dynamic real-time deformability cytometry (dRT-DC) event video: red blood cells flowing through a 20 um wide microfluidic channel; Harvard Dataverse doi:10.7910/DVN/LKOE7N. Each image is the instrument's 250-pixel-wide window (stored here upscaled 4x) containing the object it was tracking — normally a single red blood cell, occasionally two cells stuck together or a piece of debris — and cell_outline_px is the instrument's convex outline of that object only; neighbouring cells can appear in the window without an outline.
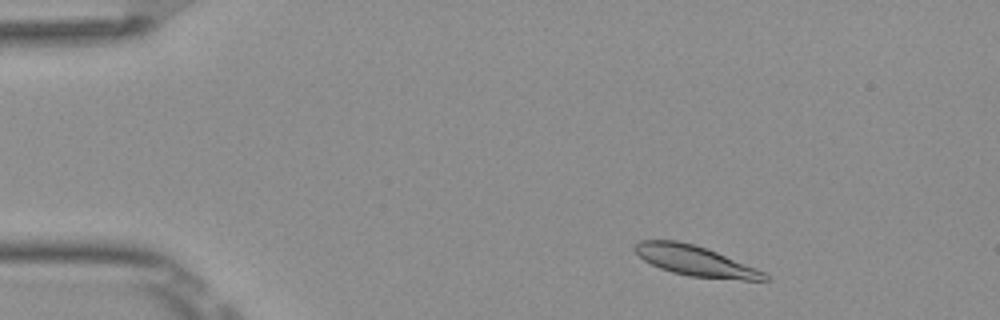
{"species": "Egyptian fruit bat (a non-hibernating species)", "species_latin": "Rousettus aegyptiacus", "temperature_condition": "room temperature", "stored_images_in_passage": 49, "camera_frame_rate_fps": 3000, "um_per_image_px": 0.085, "frame": {"image": 1, "passage_image": 4, "time_ms": 1.0, "image_size_px": [1000, 320], "cell_outline_px": [[768, 280], [744, 280], [688, 276], [672, 272], [660, 268], [644, 260], [632, 248], [640, 240], [676, 240], [692, 244], [716, 252], [756, 268], [764, 272], [768, 276]], "centroid_in_image_um": [59.07, 22.17], "position_along_channel_um": 25.9, "area_um2": 22.48}}
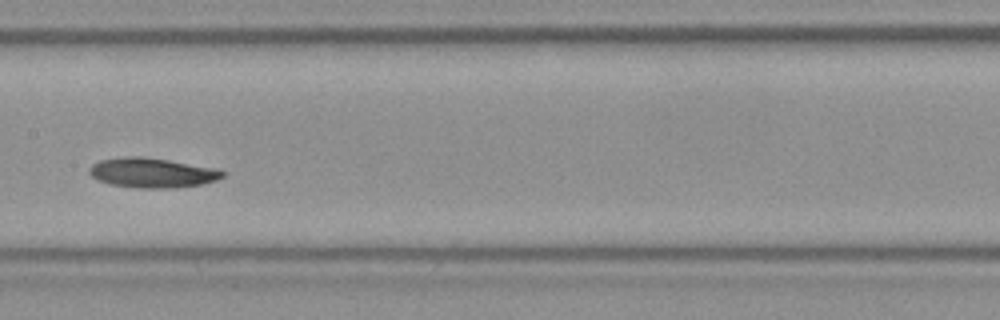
{"frame": {"image": 2, "passage_image": 23, "time_ms": 7.333, "image_size_px": [1000, 320], "cell_outline_px": [[224, 176], [216, 180], [200, 184], [176, 188], [140, 188], [112, 184], [100, 180], [92, 176], [88, 172], [88, 168], [92, 164], [100, 160], [124, 156], [144, 156], [216, 168], [224, 172]], "centroid_in_image_um": [12.92, 14.67], "position_along_channel_um": 194.5, "area_um2": 23.0}}
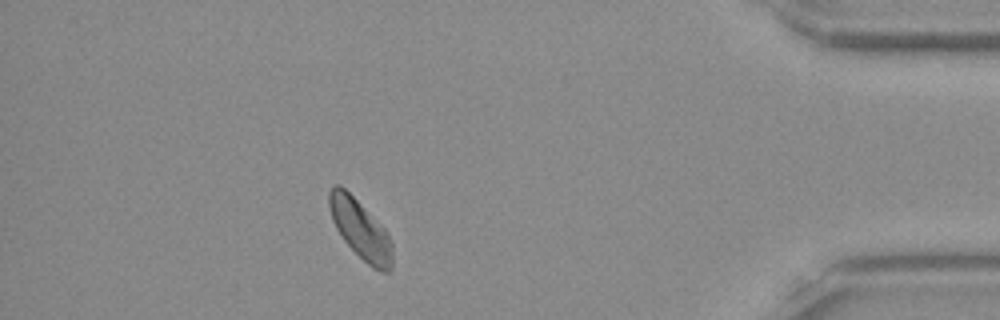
{"frame": {"image": 3, "passage_image": 43, "time_ms": 14.0, "image_size_px": [1000, 320], "cell_outline_px": [[392, 268], [388, 272], [380, 272], [372, 268], [344, 240], [336, 228], [332, 220], [328, 204], [328, 192], [332, 184], [340, 184], [384, 228], [392, 244]], "centroid_in_image_um": [30.61, 19.49], "position_along_channel_um": 404.6, "area_um2": 21.44}, "authors_computed_cell_mechanics": {"area_um2": 22.1952, "velocity_mm_per_s": 3.8358, "shape_relaxation_time_tau1_ms": 5.2105, "shape_relaxation_time_tau2_ms": null, "deformation_change_tau1": 0.0914, "deformation_change_tau2": null}}